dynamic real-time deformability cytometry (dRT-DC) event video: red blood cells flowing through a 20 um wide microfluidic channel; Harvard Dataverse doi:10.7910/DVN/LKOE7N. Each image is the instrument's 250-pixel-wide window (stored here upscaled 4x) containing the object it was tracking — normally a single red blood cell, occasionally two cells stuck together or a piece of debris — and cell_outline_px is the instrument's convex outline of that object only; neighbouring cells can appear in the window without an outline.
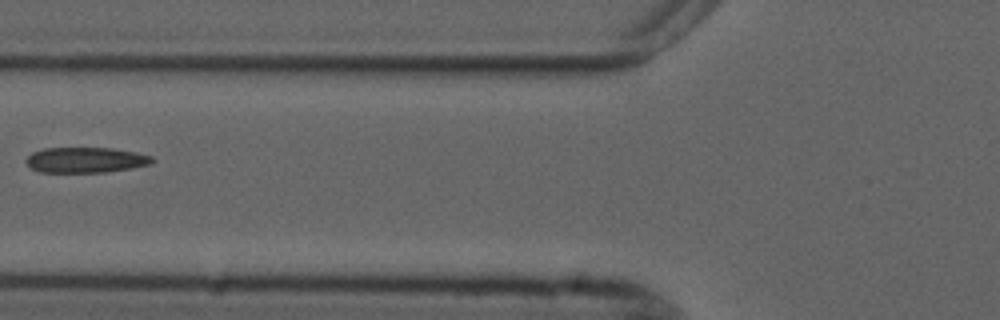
{"species": "common noctule bat (a hibernating species)", "species_latin": "Nyctalus noctula", "temperature_condition": "cold", "stored_images_in_passage": 5, "camera_frame_rate_fps": 3000, "um_per_image_px": 0.085, "animal": {"sex": "male", "forearm_length_mm": 52.5}, "frame": {"image": 1, "passage_image": 5, "time_ms": 4.667, "image_size_px": [1000, 320], "cell_outline_px": [[156, 160], [152, 164], [132, 168], [108, 172], [40, 172], [32, 168], [24, 160], [32, 152], [44, 148], [112, 148], [136, 152], [152, 156]], "centroid_in_image_um": [7.32, 13.6], "position_along_channel_um": 118.5, "area_um2": 18.84}}